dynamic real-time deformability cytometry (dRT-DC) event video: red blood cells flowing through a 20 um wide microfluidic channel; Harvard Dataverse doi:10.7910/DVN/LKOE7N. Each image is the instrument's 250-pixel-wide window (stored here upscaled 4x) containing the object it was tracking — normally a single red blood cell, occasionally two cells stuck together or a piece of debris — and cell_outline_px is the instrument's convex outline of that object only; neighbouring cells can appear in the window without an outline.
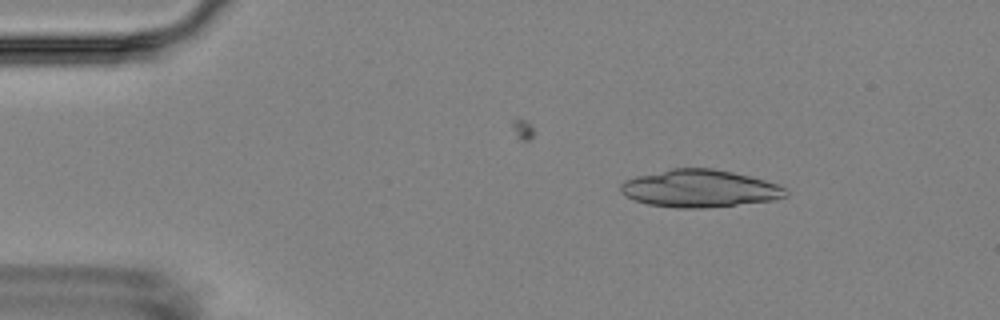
{"species": "Egyptian fruit bat (a non-hibernating species)", "species_latin": "Rousettus aegyptiacus", "temperature_condition": "room temperature", "stored_images_in_passage": 4, "camera_frame_rate_fps": 3000, "um_per_image_px": 0.085, "animal": {"sex": "female"}, "frame": {"image": 1, "passage_image": 2, "time_ms": 1.333, "image_size_px": [1000, 320], "cell_outline_px": [[788, 196], [772, 200], [704, 208], [676, 208], [648, 204], [624, 196], [620, 192], [620, 184], [624, 180], [636, 176], [672, 168], [712, 168], [732, 172], [764, 180], [776, 184], [784, 188], [788, 192]], "centroid_in_image_um": [59.42, 16.02], "position_along_channel_um": 25.6, "area_um2": 35.89}}